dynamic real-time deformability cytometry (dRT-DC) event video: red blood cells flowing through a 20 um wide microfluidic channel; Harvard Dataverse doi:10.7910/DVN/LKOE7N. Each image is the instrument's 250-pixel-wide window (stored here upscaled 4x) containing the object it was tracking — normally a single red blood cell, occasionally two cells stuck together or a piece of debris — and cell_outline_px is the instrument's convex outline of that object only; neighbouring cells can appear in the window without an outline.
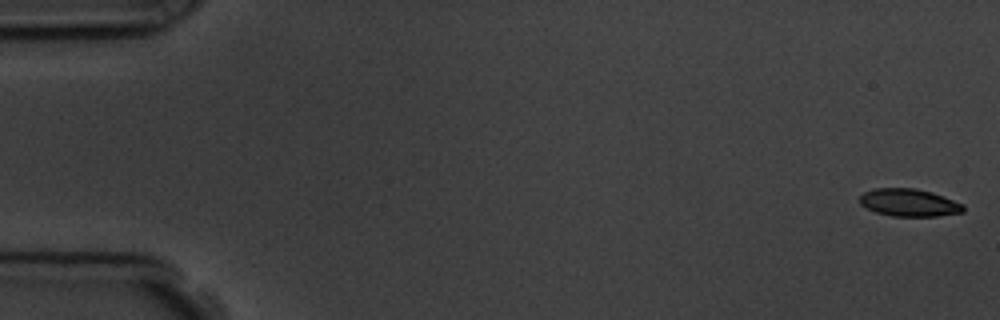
{"species": "common noctule bat (a hibernating species)", "species_latin": "Nyctalus noctula", "temperature_condition": "room temperature", "stored_images_in_passage": 10, "camera_frame_rate_fps": 3000, "um_per_image_px": 0.085, "animal": {"sex": "male", "body_mass_g": 19.5, "forearm_length_mm": 54.6}, "frame": {"image": 1, "passage_image": 1, "time_ms": 0.0, "image_size_px": [1000, 320], "cell_outline_px": [[964, 212], [936, 216], [892, 216], [876, 212], [860, 204], [860, 196], [864, 192], [872, 188], [916, 188], [932, 192], [944, 196], [964, 204]], "centroid_in_image_um": [77.28, 17.21], "position_along_channel_um": 7.7, "area_um2": 16.7}}
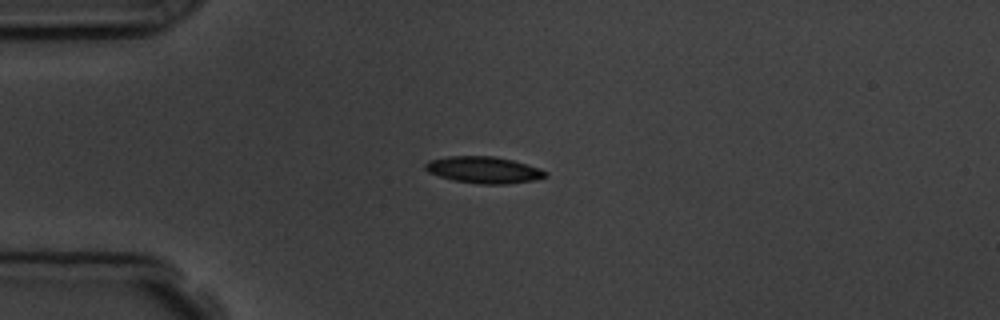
{"frame": {"image": 2, "passage_image": 5, "time_ms": 4.333, "image_size_px": [1000, 320], "cell_outline_px": [[548, 176], [536, 180], [508, 184], [480, 184], [456, 180], [440, 176], [428, 172], [424, 168], [424, 164], [428, 160], [448, 156], [492, 156], [512, 160], [540, 168], [548, 172]], "centroid_in_image_um": [41.14, 14.44], "position_along_channel_um": 43.9, "area_um2": 18.67}}